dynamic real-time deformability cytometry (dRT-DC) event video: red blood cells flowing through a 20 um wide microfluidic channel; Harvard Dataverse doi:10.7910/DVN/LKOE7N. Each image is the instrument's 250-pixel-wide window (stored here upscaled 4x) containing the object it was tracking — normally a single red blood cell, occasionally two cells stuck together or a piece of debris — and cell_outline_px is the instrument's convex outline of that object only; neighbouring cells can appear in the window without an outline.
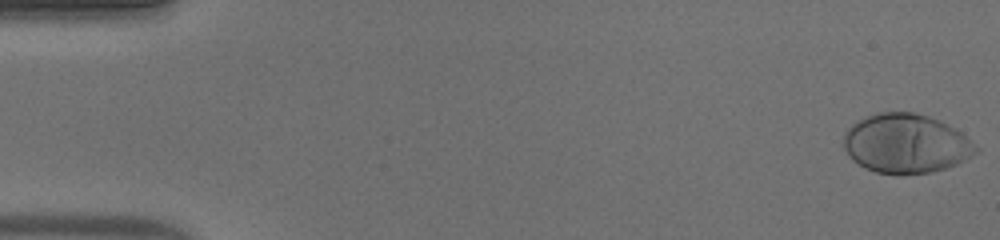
{"species": "human", "species_latin": "Homo sapiens", "temperature_condition": "warm", "stored_images_in_passage": 53, "camera_frame_rate_fps": 3000, "um_per_image_px": 0.085, "donor": {"sex": "male"}, "frame": {"image": 1, "passage_image": 1, "time_ms": 0.0, "image_size_px": [1000, 240], "cell_outline_px": [[980, 148], [976, 152], [964, 160], [956, 164], [944, 168], [928, 172], [876, 172], [864, 168], [852, 160], [844, 148], [844, 132], [856, 120], [880, 112], [912, 112], [928, 116], [940, 120], [960, 132]], "centroid_in_image_um": [76.98, 12.17], "position_along_channel_um": 8.0, "area_um2": 44.97}}
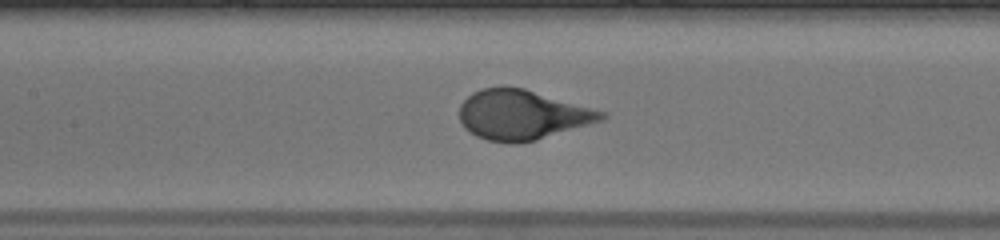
{"frame": {"image": 2, "passage_image": 25, "time_ms": 8.0, "image_size_px": [1000, 240], "cell_outline_px": [[608, 116], [604, 120], [536, 140], [516, 144], [508, 144], [488, 140], [476, 136], [464, 128], [460, 120], [460, 104], [472, 92], [480, 88], [524, 88], [604, 112]], "centroid_in_image_um": [44.36, 9.78], "position_along_channel_um": 163.0, "area_um2": 40.86}}
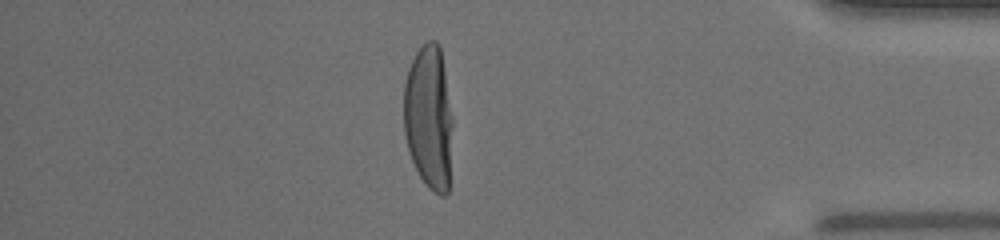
{"frame": {"image": 3, "passage_image": 46, "time_ms": 15.0, "image_size_px": [1000, 240], "cell_outline_px": [[452, 124], [448, 192], [444, 196], [440, 196], [432, 192], [428, 188], [420, 176], [412, 160], [408, 148], [404, 132], [404, 84], [408, 68], [416, 52], [428, 40], [436, 40], [440, 44], [452, 120]], "centroid_in_image_um": [36.44, 9.98], "position_along_channel_um": 398.8, "area_um2": 40.98}, "authors_computed_cell_mechanics": {"area_um2": 42.0784, "velocity_mm_per_s": 3.85, "shape_relaxation_time_tau1_ms": 3.4543, "shape_relaxation_time_tau2_ms": null, "deformation_change_tau1": 0.2331, "deformation_change_tau2": null}}